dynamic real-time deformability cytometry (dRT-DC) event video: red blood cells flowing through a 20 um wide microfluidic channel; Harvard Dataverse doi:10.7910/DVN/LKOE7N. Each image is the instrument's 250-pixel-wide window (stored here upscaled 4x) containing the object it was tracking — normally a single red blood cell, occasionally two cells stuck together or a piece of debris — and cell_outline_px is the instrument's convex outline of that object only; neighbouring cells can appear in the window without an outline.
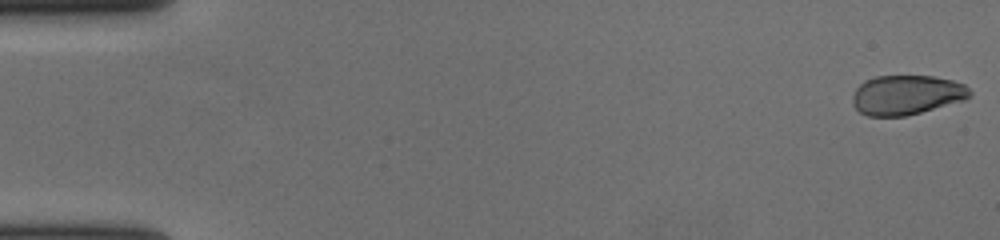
{"species": "human", "species_latin": "Homo sapiens", "temperature_condition": "cold", "stored_images_in_passage": 57, "camera_frame_rate_fps": 3000, "um_per_image_px": 0.085, "donor": {"sex": "female"}, "frame": {"image": 1, "passage_image": 1, "time_ms": 0.0, "image_size_px": [1000, 240], "cell_outline_px": [[972, 96], [964, 100], [920, 112], [904, 116], [868, 116], [860, 112], [852, 104], [852, 96], [856, 88], [864, 80], [876, 76], [932, 76], [952, 80], [964, 84], [972, 92]], "centroid_in_image_um": [77.05, 8.06], "position_along_channel_um": 8.0, "area_um2": 27.05}}
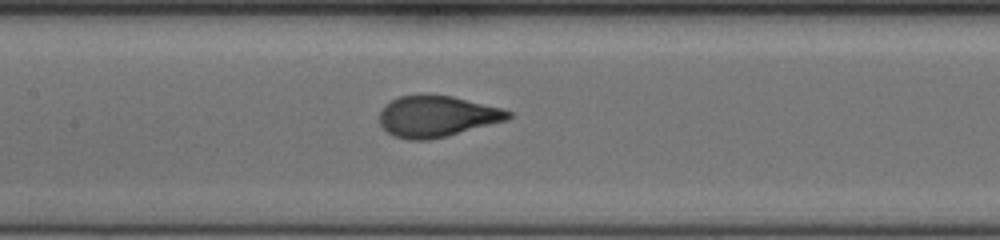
{"frame": {"image": 2, "passage_image": 28, "time_ms": 9.0, "image_size_px": [1000, 240], "cell_outline_px": [[512, 116], [508, 120], [428, 140], [408, 140], [392, 136], [380, 124], [380, 108], [392, 100], [400, 96], [420, 92], [424, 92], [452, 96], [500, 108], [512, 112]], "centroid_in_image_um": [37.09, 9.86], "position_along_channel_um": 170.3, "area_um2": 31.15}}
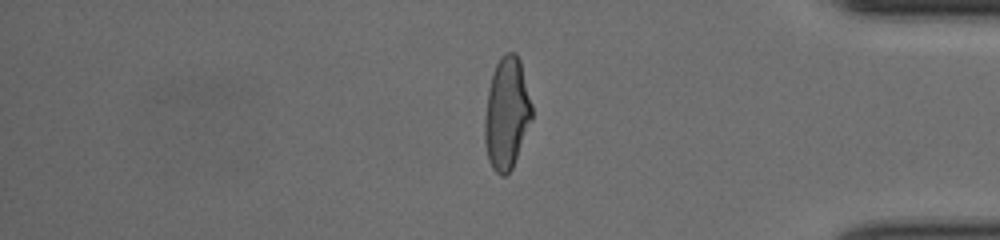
{"frame": {"image": 3, "passage_image": 48, "time_ms": 15.667, "image_size_px": [1000, 240], "cell_outline_px": [[532, 120], [512, 168], [504, 176], [500, 176], [492, 168], [488, 160], [484, 144], [484, 120], [488, 88], [492, 72], [496, 64], [504, 52], [516, 52], [520, 60], [532, 104]], "centroid_in_image_um": [43.05, 9.63], "position_along_channel_um": 392.1, "area_um2": 31.04}, "authors_computed_cell_mechanics": {"area_um2": 30.5762, "velocity_mm_per_s": 3.6881, "shape_relaxation_time_tau1_ms": 3.302, "shape_relaxation_time_tau2_ms": null, "deformation_change_tau1": 0.1776, "deformation_change_tau2": null}}